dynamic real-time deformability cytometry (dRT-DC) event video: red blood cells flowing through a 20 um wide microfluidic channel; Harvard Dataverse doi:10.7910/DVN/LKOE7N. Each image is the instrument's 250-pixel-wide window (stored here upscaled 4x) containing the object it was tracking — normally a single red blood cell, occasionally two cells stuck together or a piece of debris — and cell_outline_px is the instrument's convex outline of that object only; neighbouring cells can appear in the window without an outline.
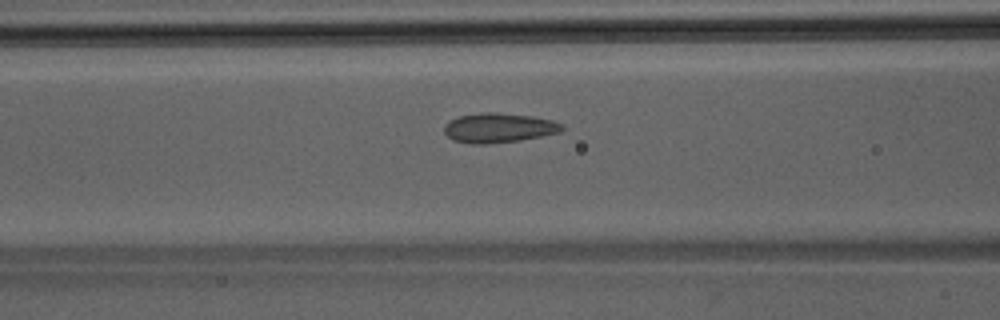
{"species": "Egyptian fruit bat (a non-hibernating species)", "species_latin": "Rousettus aegyptiacus", "temperature_condition": "room temperature", "stored_images_in_passage": 46, "camera_frame_rate_fps": 3000, "um_per_image_px": 0.085, "animal": {"sex": "male"}, "frame": {"image": 1, "passage_image": 19, "time_ms": 6.0, "image_size_px": [1000, 320], "cell_outline_px": [[564, 128], [560, 132], [520, 140], [484, 144], [472, 144], [452, 140], [444, 132], [444, 124], [460, 116], [480, 112], [492, 112], [532, 116], [552, 120], [564, 124]], "centroid_in_image_um": [42.39, 10.86], "position_along_channel_um": 124.2, "area_um2": 20.23}}
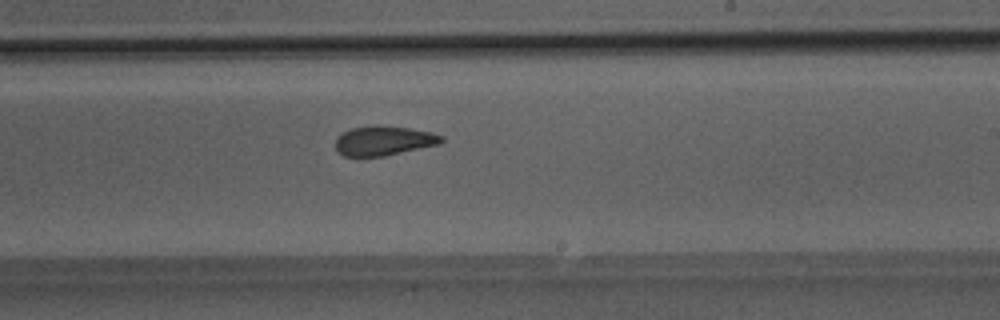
{"frame": {"image": 2, "passage_image": 28, "time_ms": 9.0, "image_size_px": [1000, 320], "cell_outline_px": [[444, 140], [440, 144], [384, 156], [344, 156], [336, 152], [336, 140], [344, 132], [352, 128], [372, 124], [376, 124], [408, 128], [432, 132], [444, 136]], "centroid_in_image_um": [32.64, 11.95], "position_along_channel_um": 256.4, "area_um2": 18.32}}
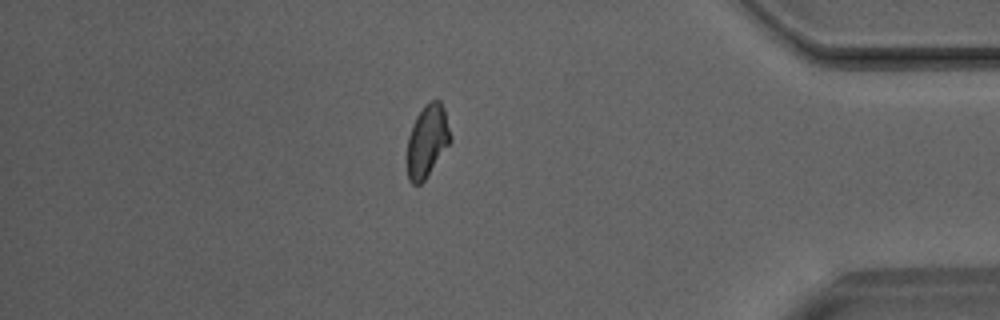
{"frame": {"image": 3, "passage_image": 40, "time_ms": 13.0, "image_size_px": [1000, 320], "cell_outline_px": [[452, 140], [424, 180], [420, 184], [412, 184], [408, 180], [408, 136], [412, 124], [416, 116], [424, 104], [432, 100], [440, 100], [444, 108], [452, 136]], "centroid_in_image_um": [36.33, 11.94], "position_along_channel_um": 398.9, "area_um2": 18.21}}